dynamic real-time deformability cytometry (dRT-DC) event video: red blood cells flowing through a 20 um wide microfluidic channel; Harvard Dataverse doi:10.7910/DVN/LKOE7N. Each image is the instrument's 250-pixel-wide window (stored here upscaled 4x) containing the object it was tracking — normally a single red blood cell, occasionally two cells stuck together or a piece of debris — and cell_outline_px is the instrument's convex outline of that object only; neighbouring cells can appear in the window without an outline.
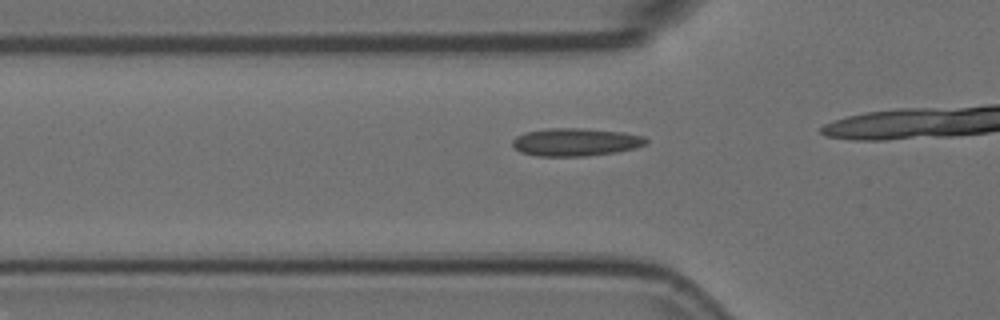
{"species": "Egyptian fruit bat (a non-hibernating species)", "species_latin": "Rousettus aegyptiacus", "temperature_condition": "room temperature", "stored_images_in_passage": 12, "camera_frame_rate_fps": 3000, "um_per_image_px": 0.085, "animal": {"sex": "female"}, "frame": {"image": 1, "passage_image": 7, "time_ms": 2.0, "image_size_px": [1000, 320], "cell_outline_px": [[648, 144], [636, 148], [616, 152], [584, 156], [536, 156], [520, 152], [512, 144], [512, 140], [516, 136], [524, 132], [548, 128], [580, 128], [624, 132], [644, 136], [648, 140]], "centroid_in_image_um": [48.94, 12.07], "position_along_channel_um": 76.9, "area_um2": 21.85}}
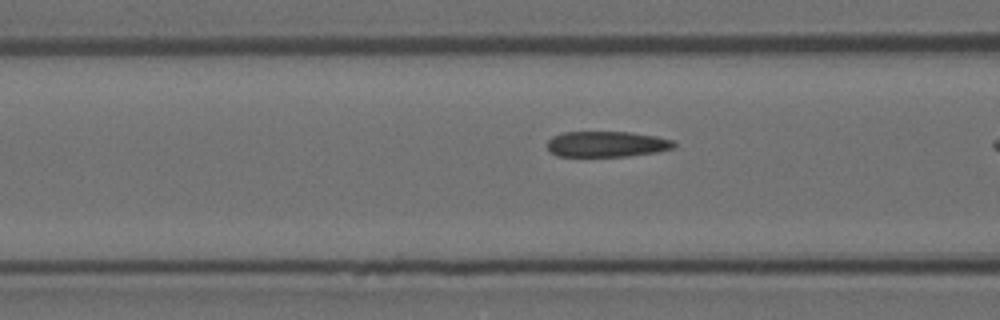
{"frame": {"image": 2, "passage_image": 10, "time_ms": 3.0, "image_size_px": [1000, 320], "cell_outline_px": [[676, 144], [672, 148], [656, 152], [628, 156], [556, 156], [548, 152], [548, 140], [552, 136], [564, 132], [628, 132], [656, 136], [672, 140]], "centroid_in_image_um": [51.53, 12.25], "position_along_channel_um": 115.1, "area_um2": 18.96}}